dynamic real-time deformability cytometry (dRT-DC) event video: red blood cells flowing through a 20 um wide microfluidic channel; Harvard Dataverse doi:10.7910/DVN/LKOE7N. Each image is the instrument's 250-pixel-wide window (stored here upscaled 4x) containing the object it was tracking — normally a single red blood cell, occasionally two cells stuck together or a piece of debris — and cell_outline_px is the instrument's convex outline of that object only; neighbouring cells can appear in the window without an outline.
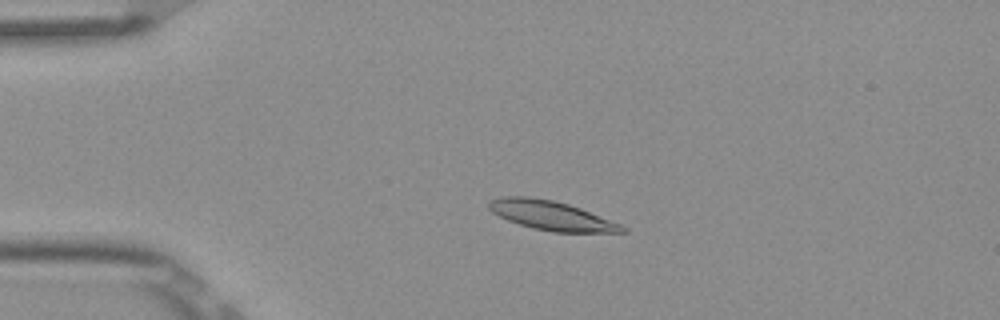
{"species": "Egyptian fruit bat (a non-hibernating species)", "species_latin": "Rousettus aegyptiacus", "temperature_condition": "room temperature", "stored_images_in_passage": 5, "camera_frame_rate_fps": 3000, "um_per_image_px": 0.085, "frame": {"image": 1, "passage_image": 4, "time_ms": 1.0, "image_size_px": [1000, 320], "cell_outline_px": [[628, 232], [552, 232], [532, 228], [508, 220], [492, 212], [488, 208], [488, 200], [504, 196], [528, 196], [552, 200], [568, 204], [580, 208], [620, 224], [628, 228]], "centroid_in_image_um": [46.84, 18.31], "position_along_channel_um": 38.2, "area_um2": 22.6}}